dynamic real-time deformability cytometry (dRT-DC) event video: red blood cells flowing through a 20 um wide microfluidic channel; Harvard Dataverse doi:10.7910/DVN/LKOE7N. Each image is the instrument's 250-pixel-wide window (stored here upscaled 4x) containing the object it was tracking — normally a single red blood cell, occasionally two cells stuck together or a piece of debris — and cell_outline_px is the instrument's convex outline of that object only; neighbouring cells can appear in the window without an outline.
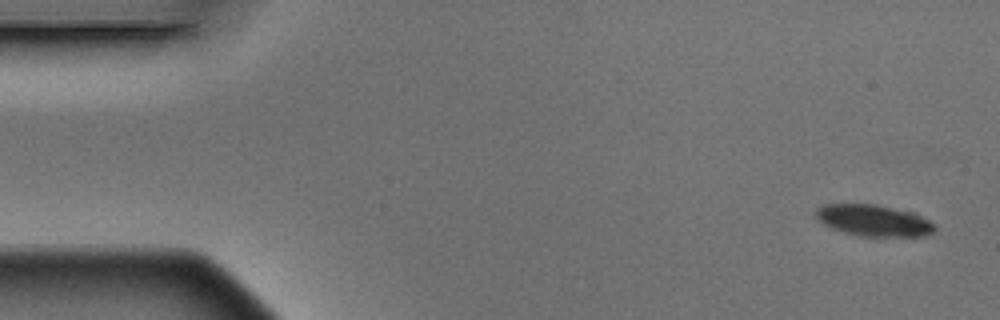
{"species": "Egyptian fruit bat (a non-hibernating species)", "species_latin": "Rousettus aegyptiacus", "temperature_condition": "warm", "stored_images_in_passage": 6, "camera_frame_rate_fps": 3000, "um_per_image_px": 0.085, "animal": {"sex": "male"}, "frame": {"image": 1, "passage_image": 1, "time_ms": 0.0, "image_size_px": [1000, 320], "cell_outline_px": [[936, 232], [928, 236], [856, 236], [832, 228], [824, 224], [816, 216], [816, 208], [824, 204], [876, 204], [892, 208], [928, 220], [936, 224]], "centroid_in_image_um": [74.25, 18.76], "position_along_channel_um": 10.8, "area_um2": 21.44}}
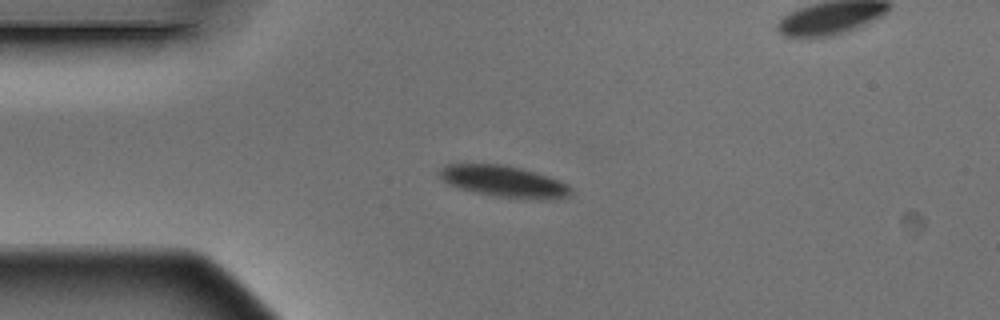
{"frame": {"image": 2, "passage_image": 4, "time_ms": 1.0, "image_size_px": [1000, 320], "cell_outline_px": [[572, 192], [568, 196], [556, 200], [536, 200], [492, 196], [460, 188], [448, 184], [440, 180], [436, 172], [444, 164], [500, 164], [520, 168], [548, 176], [568, 184], [572, 188]], "centroid_in_image_um": [42.82, 15.43], "position_along_channel_um": 42.2, "area_um2": 24.51}}